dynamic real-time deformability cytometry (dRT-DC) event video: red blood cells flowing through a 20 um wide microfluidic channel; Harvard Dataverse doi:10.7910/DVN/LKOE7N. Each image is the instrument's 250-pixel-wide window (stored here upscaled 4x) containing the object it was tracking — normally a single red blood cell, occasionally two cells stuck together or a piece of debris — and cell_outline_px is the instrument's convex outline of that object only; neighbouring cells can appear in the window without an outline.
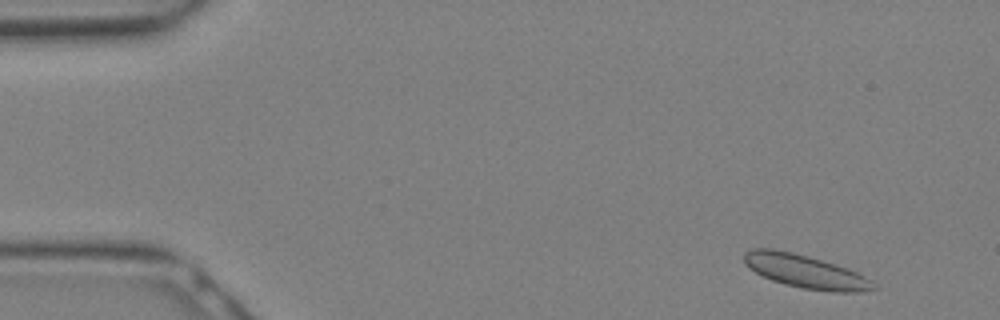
{"species": "Egyptian fruit bat (a non-hibernating species)", "species_latin": "Rousettus aegyptiacus", "temperature_condition": "warm", "stored_images_in_passage": 21, "camera_frame_rate_fps": 3000, "um_per_image_px": 0.085, "animal": {"sex": "female"}, "frame": {"image": 1, "passage_image": 3, "time_ms": 0.667, "image_size_px": [1000, 320], "cell_outline_px": [[880, 288], [860, 292], [832, 292], [804, 288], [772, 280], [748, 268], [744, 264], [744, 252], [752, 248], [772, 248], [792, 252], [808, 256], [836, 264], [848, 268], [872, 280]], "centroid_in_image_um": [68.48, 23.07], "position_along_channel_um": 16.5, "area_um2": 25.14}}
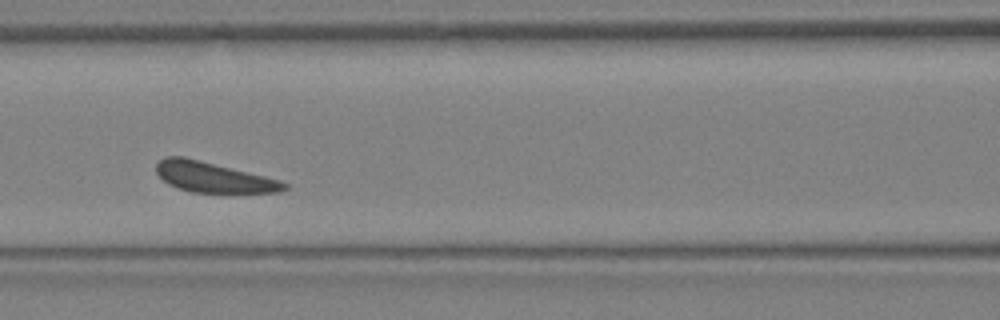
{"frame": {"image": 2, "passage_image": 14, "time_ms": 4.333, "image_size_px": [1000, 320], "cell_outline_px": [[292, 188], [280, 192], [192, 192], [176, 188], [168, 184], [156, 172], [156, 164], [164, 156], [184, 156], [280, 180], [288, 184]], "centroid_in_image_um": [18.14, 15.06], "position_along_channel_um": 148.5, "area_um2": 22.48}}
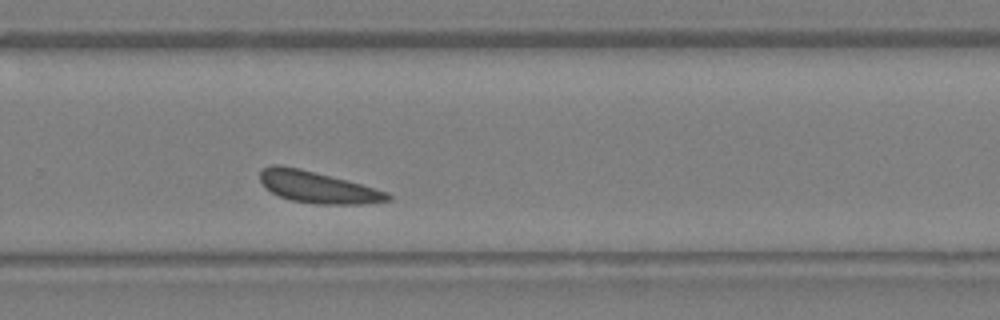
{"frame": {"image": 3, "passage_image": 21, "time_ms": 6.667, "image_size_px": [1000, 320], "cell_outline_px": [[392, 200], [360, 204], [316, 204], [292, 200], [280, 196], [272, 192], [260, 180], [260, 172], [264, 168], [272, 164], [280, 164], [300, 168], [348, 180], [388, 192], [392, 196]], "centroid_in_image_um": [27.03, 15.9], "position_along_channel_um": 302.8, "area_um2": 23.41}}